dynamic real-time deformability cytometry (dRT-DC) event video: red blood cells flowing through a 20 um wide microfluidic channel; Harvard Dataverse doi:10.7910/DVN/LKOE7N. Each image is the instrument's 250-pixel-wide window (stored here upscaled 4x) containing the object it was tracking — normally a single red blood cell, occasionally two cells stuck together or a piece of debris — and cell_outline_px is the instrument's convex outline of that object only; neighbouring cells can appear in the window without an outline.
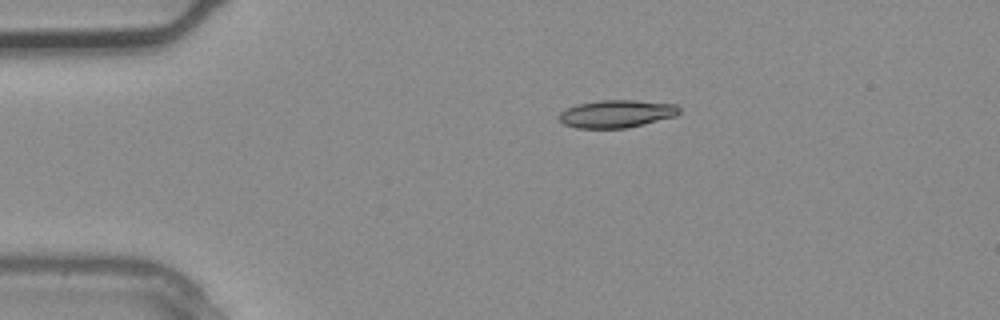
{"species": "common noctule bat (a hibernating species)", "species_latin": "Nyctalus noctula", "temperature_condition": "warm", "stored_images_in_passage": 2, "camera_frame_rate_fps": 3000, "um_per_image_px": 0.085, "animal": {"sex": "male", "body_mass_g": 20.4}, "frame": {"image": 1, "passage_image": 1, "time_ms": 0.0, "image_size_px": [1000, 320], "cell_outline_px": [[680, 112], [676, 116], [628, 128], [576, 128], [564, 124], [560, 120], [560, 112], [576, 104], [600, 100], [636, 100], [676, 104], [680, 108]], "centroid_in_image_um": [52.43, 9.67], "position_along_channel_um": 32.6, "area_um2": 19.42}}
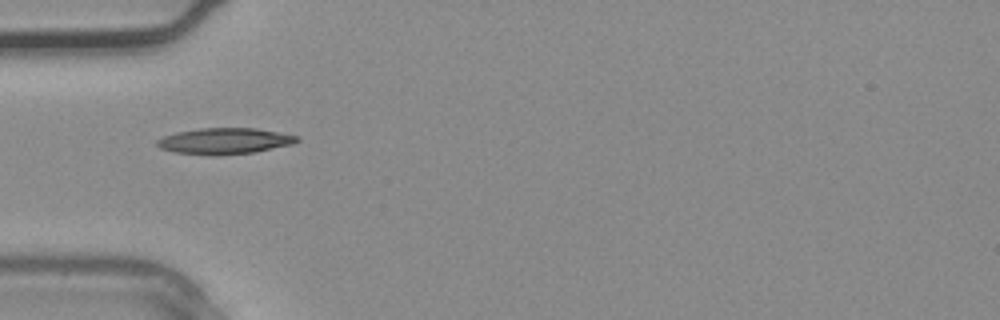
{"frame": {"image": 2, "passage_image": 2, "time_ms": 0.333, "image_size_px": [1000, 320], "cell_outline_px": [[300, 140], [292, 144], [252, 152], [216, 156], [212, 156], [176, 152], [160, 148], [156, 144], [156, 140], [164, 136], [176, 132], [200, 128], [256, 128], [300, 136]], "centroid_in_image_um": [19.08, 11.98], "position_along_channel_um": 65.9, "area_um2": 21.27}}